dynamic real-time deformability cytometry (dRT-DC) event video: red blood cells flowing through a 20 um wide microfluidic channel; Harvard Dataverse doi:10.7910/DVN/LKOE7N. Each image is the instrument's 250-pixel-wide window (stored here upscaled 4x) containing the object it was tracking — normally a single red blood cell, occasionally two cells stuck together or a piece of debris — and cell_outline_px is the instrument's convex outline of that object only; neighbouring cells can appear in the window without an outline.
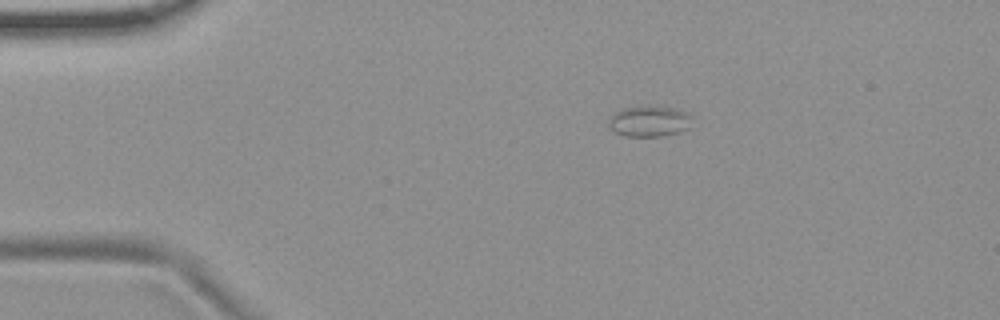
{"species": "common noctule bat (a hibernating species)", "species_latin": "Nyctalus noctula", "temperature_condition": "room temperature", "stored_images_in_passage": 4, "camera_frame_rate_fps": 3000, "um_per_image_px": 0.085, "animal": {"sex": "female", "body_mass_g": 19.9}, "frame": {"image": 1, "passage_image": 3, "time_ms": 2.333, "image_size_px": [1000, 320], "cell_outline_px": [[692, 128], [680, 132], [664, 136], [624, 136], [616, 132], [608, 124], [612, 116], [616, 112], [624, 108], [648, 104], [652, 104], [676, 108], [688, 112], [692, 116]], "centroid_in_image_um": [55.29, 10.28], "position_along_channel_um": 29.7, "area_um2": 15.49}}